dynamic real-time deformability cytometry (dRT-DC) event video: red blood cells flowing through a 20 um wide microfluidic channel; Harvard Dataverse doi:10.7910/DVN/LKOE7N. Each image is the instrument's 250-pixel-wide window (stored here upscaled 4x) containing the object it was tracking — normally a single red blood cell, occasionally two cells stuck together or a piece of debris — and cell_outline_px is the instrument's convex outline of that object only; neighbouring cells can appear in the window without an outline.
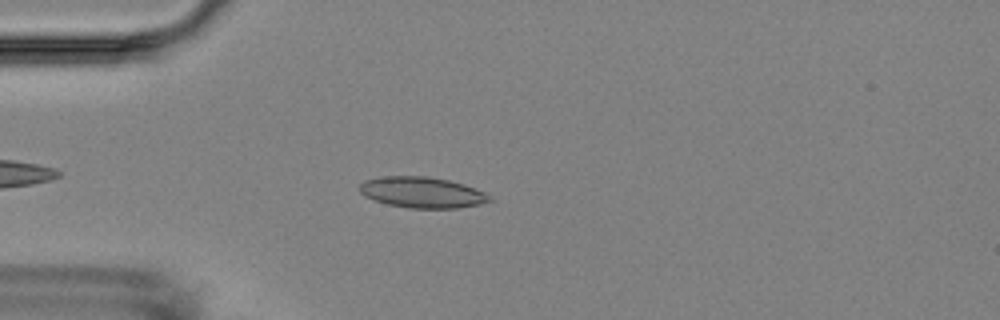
{"species": "Egyptian fruit bat (a non-hibernating species)", "species_latin": "Rousettus aegyptiacus", "temperature_condition": "room temperature", "stored_images_in_passage": 6, "camera_frame_rate_fps": 3000, "um_per_image_px": 0.085, "animal": {"sex": "female"}, "frame": {"image": 1, "passage_image": 5, "time_ms": 4.667, "image_size_px": [1000, 320], "cell_outline_px": [[492, 200], [480, 204], [460, 208], [408, 208], [388, 204], [364, 196], [360, 192], [360, 184], [364, 180], [384, 176], [424, 176], [448, 180], [464, 184], [476, 188], [484, 192]], "centroid_in_image_um": [35.88, 16.35], "position_along_channel_um": 49.1, "area_um2": 23.29}}